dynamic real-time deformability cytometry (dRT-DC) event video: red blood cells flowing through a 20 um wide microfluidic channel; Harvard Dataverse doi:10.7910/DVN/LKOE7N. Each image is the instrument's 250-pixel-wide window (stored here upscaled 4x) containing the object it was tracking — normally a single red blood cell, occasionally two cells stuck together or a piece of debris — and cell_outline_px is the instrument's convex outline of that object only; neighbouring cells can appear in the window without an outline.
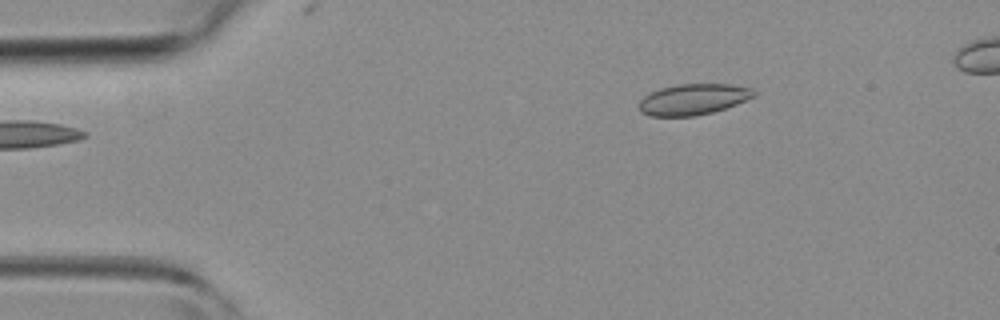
{"species": "common noctule bat (a hibernating species)", "species_latin": "Nyctalus noctula", "temperature_condition": "room temperature", "stored_images_in_passage": 3, "camera_frame_rate_fps": 3000, "um_per_image_px": 0.085, "animal": {"sex": "female", "body_mass_g": 19.3, "forearm_length_mm": 54.1}, "frame": {"image": 1, "passage_image": 3, "time_ms": 2.333, "image_size_px": [1000, 320], "cell_outline_px": [[756, 96], [736, 104], [712, 112], [696, 116], [652, 116], [640, 112], [640, 100], [648, 92], [660, 88], [680, 84], [732, 84], [752, 88], [756, 92]], "centroid_in_image_um": [58.93, 8.43], "position_along_channel_um": 26.1, "area_um2": 20.75}}